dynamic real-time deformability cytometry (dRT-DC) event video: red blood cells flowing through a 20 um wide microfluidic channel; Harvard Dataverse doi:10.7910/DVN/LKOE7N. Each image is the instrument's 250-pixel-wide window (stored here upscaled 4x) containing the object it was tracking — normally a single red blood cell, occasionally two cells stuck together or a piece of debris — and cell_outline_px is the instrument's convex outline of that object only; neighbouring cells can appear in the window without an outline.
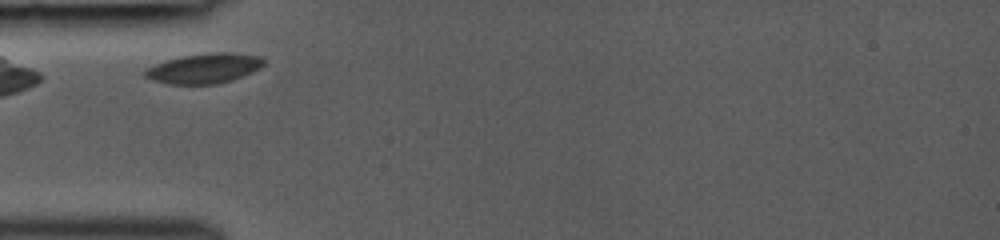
{"species": "common noctule bat (a hibernating species)", "species_latin": "Nyctalus noctula", "temperature_condition": "room temperature", "stored_images_in_passage": 27, "camera_frame_rate_fps": 3000, "um_per_image_px": 0.085, "animal": {"sex": "female", "body_mass_g": 19.0, "forearm_length_mm": 53.3}, "frame": {"image": 1, "passage_image": 2, "time_ms": 0.333, "image_size_px": [1000, 240], "cell_outline_px": [[264, 64], [260, 68], [252, 72], [232, 80], [216, 84], [168, 84], [144, 76], [144, 72], [148, 68], [156, 64], [180, 56], [220, 52], [228, 52], [256, 56], [264, 60]], "centroid_in_image_um": [17.37, 5.82], "position_along_channel_um": 67.6, "area_um2": 20.29}}
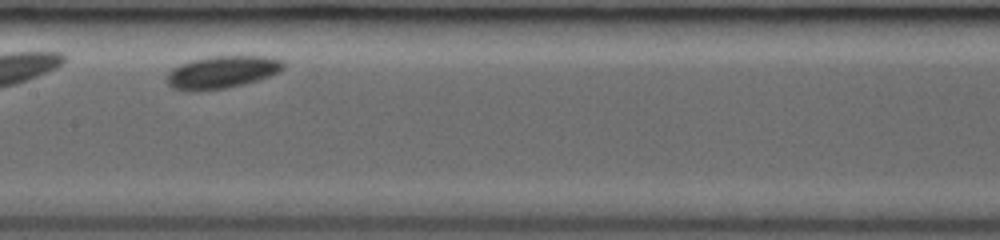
{"frame": {"image": 2, "passage_image": 11, "time_ms": 3.333, "image_size_px": [1000, 240], "cell_outline_px": [[284, 68], [280, 72], [256, 80], [224, 88], [188, 92], [184, 92], [172, 88], [164, 80], [168, 72], [172, 68], [180, 64], [192, 60], [212, 56], [264, 56], [280, 60], [284, 64]], "centroid_in_image_um": [18.78, 6.14], "position_along_channel_um": 188.6, "area_um2": 22.02}}
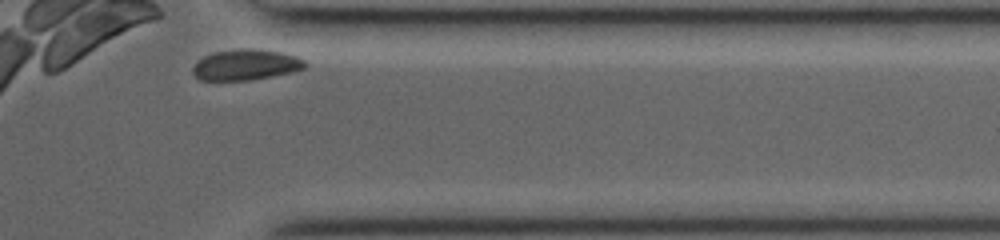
{"frame": {"image": 3, "passage_image": 26, "time_ms": 8.333, "image_size_px": [1000, 240], "cell_outline_px": [[308, 64], [304, 68], [292, 72], [272, 76], [248, 80], [200, 80], [192, 72], [192, 68], [196, 60], [212, 52], [280, 52], [296, 56], [304, 60]], "centroid_in_image_um": [20.86, 5.57], "position_along_channel_um": 390.5, "area_um2": 19.07}}